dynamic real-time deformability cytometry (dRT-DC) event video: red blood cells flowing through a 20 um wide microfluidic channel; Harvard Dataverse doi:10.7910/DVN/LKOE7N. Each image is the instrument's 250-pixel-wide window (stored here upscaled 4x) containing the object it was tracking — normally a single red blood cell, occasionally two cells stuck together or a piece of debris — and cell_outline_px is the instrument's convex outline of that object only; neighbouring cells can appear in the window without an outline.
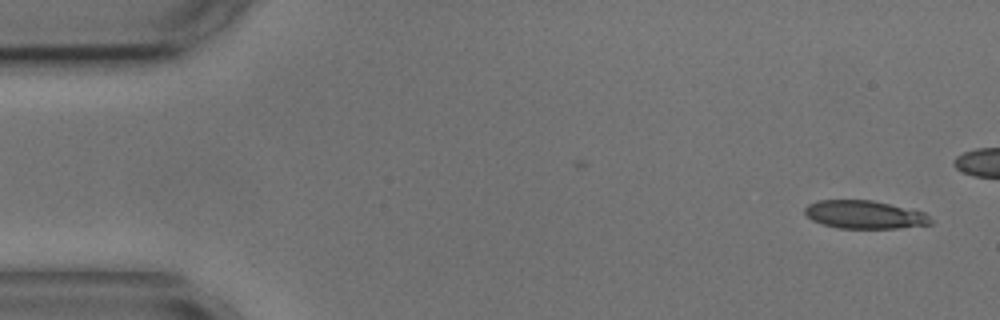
{"species": "common noctule bat (a hibernating species)", "species_latin": "Nyctalus noctula", "temperature_condition": "cold", "stored_images_in_passage": 5, "camera_frame_rate_fps": 3000, "um_per_image_px": 0.085, "animal": {"sex": "male", "body_mass_g": 17.9, "forearm_length_mm": 54.2}, "frame": {"image": 1, "passage_image": 1, "time_ms": 0.0, "image_size_px": [1000, 320], "cell_outline_px": [[932, 224], [896, 228], [836, 228], [812, 220], [804, 212], [804, 208], [808, 204], [816, 200], [872, 200], [924, 212], [932, 220]], "centroid_in_image_um": [73.46, 18.24], "position_along_channel_um": 11.5, "area_um2": 20.52}}